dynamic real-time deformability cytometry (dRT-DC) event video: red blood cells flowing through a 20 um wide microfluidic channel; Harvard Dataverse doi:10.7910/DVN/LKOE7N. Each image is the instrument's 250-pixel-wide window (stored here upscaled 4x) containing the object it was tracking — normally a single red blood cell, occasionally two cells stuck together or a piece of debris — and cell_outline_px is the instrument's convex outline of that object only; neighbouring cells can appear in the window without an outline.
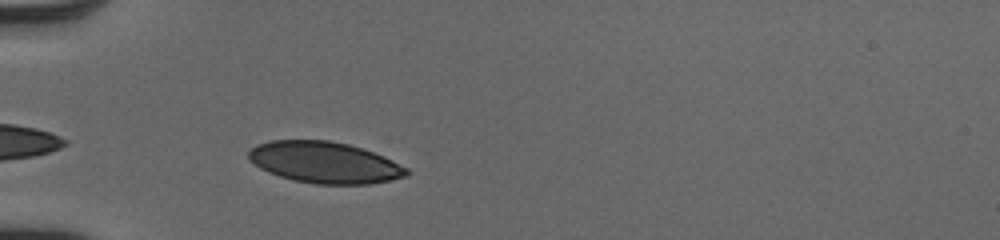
{"species": "human", "species_latin": "Homo sapiens", "temperature_condition": "cold", "stored_images_in_passage": 36, "camera_frame_rate_fps": 3000, "um_per_image_px": 0.085, "donor": {"sex": "male"}, "frame": {"image": 1, "passage_image": 2, "time_ms": 0.333, "image_size_px": [1000, 240], "cell_outline_px": [[408, 176], [368, 184], [316, 184], [292, 180], [268, 172], [260, 168], [248, 160], [248, 152], [256, 144], [272, 140], [328, 140], [348, 144], [384, 156], [408, 168]], "centroid_in_image_um": [27.56, 13.81], "position_along_channel_um": 57.4, "area_um2": 38.03}}
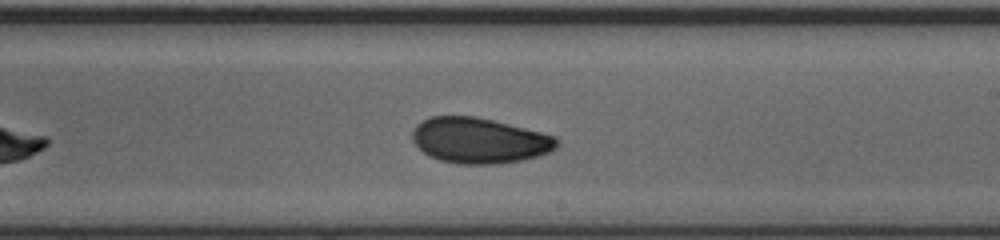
{"frame": {"image": 2, "passage_image": 17, "time_ms": 5.333, "image_size_px": [1000, 240], "cell_outline_px": [[560, 144], [552, 152], [540, 156], [520, 160], [496, 164], [460, 164], [440, 160], [428, 156], [412, 140], [412, 132], [416, 124], [432, 116], [476, 116], [556, 136], [560, 140]], "centroid_in_image_um": [40.77, 11.95], "position_along_channel_um": 248.2, "area_um2": 38.44}}
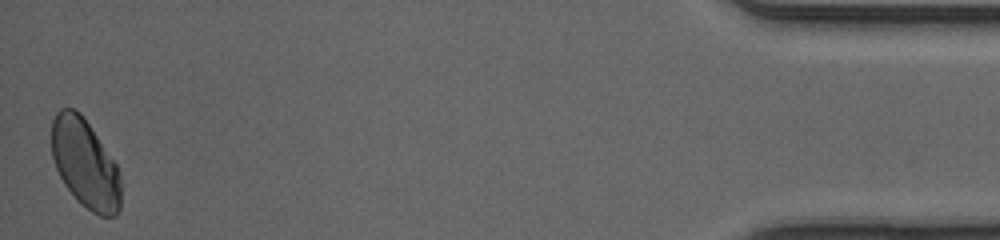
{"frame": {"image": 3, "passage_image": 36, "time_ms": 11.667, "image_size_px": [1000, 240], "cell_outline_px": [[120, 208], [116, 216], [100, 216], [92, 212], [80, 204], [64, 184], [56, 168], [52, 156], [52, 120], [56, 112], [60, 108], [72, 108], [80, 112], [116, 164], [120, 176]], "centroid_in_image_um": [7.22, 13.92], "position_along_channel_um": 428.0, "area_um2": 35.72}, "authors_computed_cell_mechanics": {"area_um2": 37.9168, "velocity_mm_per_s": 4.0944, "shape_relaxation_time_tau1_ms": 4.157, "shape_relaxation_time_tau2_ms": 1.7145, "deformation_change_tau1": 0.1018, "deformation_change_tau2": 0.0481}}